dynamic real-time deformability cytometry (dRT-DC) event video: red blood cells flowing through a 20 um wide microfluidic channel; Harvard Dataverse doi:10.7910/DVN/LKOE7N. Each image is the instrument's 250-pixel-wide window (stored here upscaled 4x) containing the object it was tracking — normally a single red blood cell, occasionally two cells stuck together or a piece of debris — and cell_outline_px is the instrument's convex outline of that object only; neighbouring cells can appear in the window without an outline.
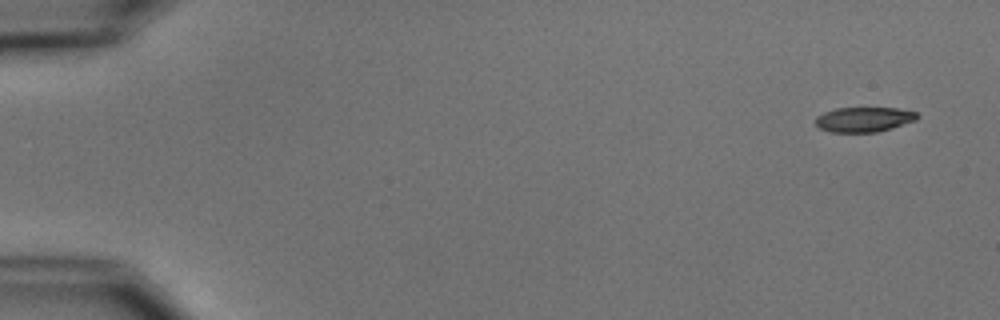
{"species": "common noctule bat (a hibernating species)", "species_latin": "Nyctalus noctula", "temperature_condition": "cold", "stored_images_in_passage": 5, "camera_frame_rate_fps": 3000, "um_per_image_px": 0.085, "animal": {"sex": "male", "body_mass_g": 15.6}, "frame": {"image": 1, "passage_image": 1, "time_ms": 0.0, "image_size_px": [1000, 320], "cell_outline_px": [[920, 116], [916, 120], [892, 128], [876, 132], [832, 132], [820, 128], [816, 124], [816, 116], [824, 112], [836, 108], [900, 108], [916, 112]], "centroid_in_image_um": [73.46, 10.14], "position_along_channel_um": 11.5, "area_um2": 14.74}}
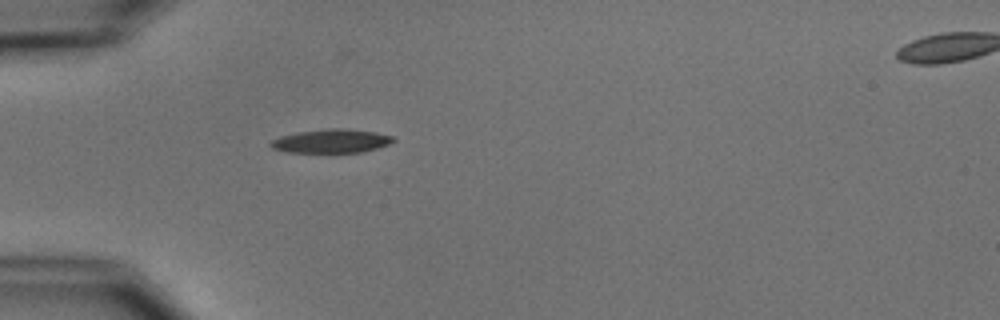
{"frame": {"image": 2, "passage_image": 5, "time_ms": 4.667, "image_size_px": [1000, 320], "cell_outline_px": [[396, 140], [388, 144], [364, 152], [332, 156], [288, 152], [272, 148], [268, 144], [272, 140], [280, 136], [300, 132], [328, 128], [340, 128], [376, 132], [392, 136]], "centroid_in_image_um": [28.14, 12.05], "position_along_channel_um": 56.9, "area_um2": 17.86}}